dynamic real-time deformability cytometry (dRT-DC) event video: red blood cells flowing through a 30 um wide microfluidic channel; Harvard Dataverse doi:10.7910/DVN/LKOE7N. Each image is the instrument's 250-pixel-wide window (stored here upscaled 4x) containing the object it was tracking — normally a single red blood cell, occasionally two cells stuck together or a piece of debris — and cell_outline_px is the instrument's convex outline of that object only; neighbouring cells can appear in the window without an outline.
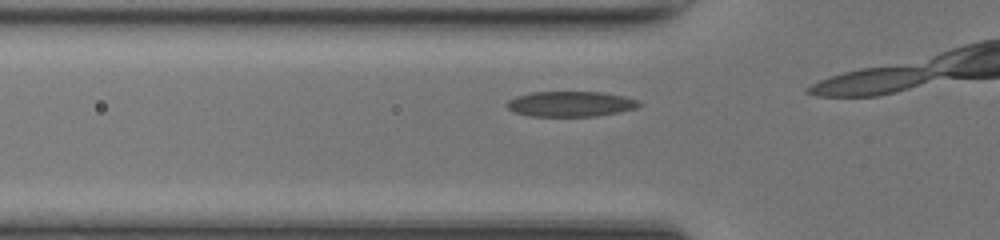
{"species": "common noctule bat (a hibernating species)", "species_latin": "Nyctalus noctula", "temperature_condition": "room temperature", "stored_images_in_passage": 5, "camera_frame_rate_fps": 3000, "um_per_image_px": 0.085, "animal": {"sex": "female", "body_mass_g": 17.0, "forearm_length_mm": 48.0}, "frame": {"image": 1, "passage_image": 3, "time_ms": 0.667, "image_size_px": [1000, 240], "cell_outline_px": [[644, 104], [636, 108], [596, 116], [528, 116], [516, 112], [508, 108], [504, 104], [508, 100], [516, 96], [532, 92], [604, 92], [624, 96], [640, 100]], "centroid_in_image_um": [48.52, 8.83], "position_along_channel_um": 77.3, "area_um2": 19.59}}